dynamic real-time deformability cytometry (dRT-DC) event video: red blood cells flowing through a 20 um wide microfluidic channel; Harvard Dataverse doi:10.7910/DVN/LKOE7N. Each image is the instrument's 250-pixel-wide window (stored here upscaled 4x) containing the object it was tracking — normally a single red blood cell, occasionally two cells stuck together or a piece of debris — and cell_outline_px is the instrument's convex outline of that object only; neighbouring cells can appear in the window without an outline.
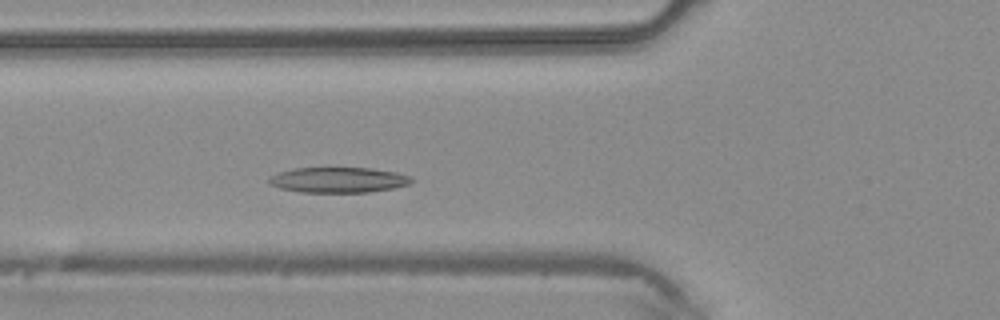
{"species": "common noctule bat (a hibernating species)", "species_latin": "Nyctalus noctula", "temperature_condition": "warm", "stored_images_in_passage": 34, "camera_frame_rate_fps": 3000, "um_per_image_px": 0.085, "animal": {"sex": "male", "body_mass_g": 20.4}, "frame": {"image": 1, "passage_image": 5, "time_ms": 1.333, "image_size_px": [1000, 320], "cell_outline_px": [[416, 180], [408, 184], [392, 188], [368, 192], [300, 192], [280, 188], [268, 184], [268, 180], [272, 176], [280, 172], [296, 168], [372, 168], [396, 172], [412, 176]], "centroid_in_image_um": [28.8, 15.29], "position_along_channel_um": 97.0, "area_um2": 21.04}}
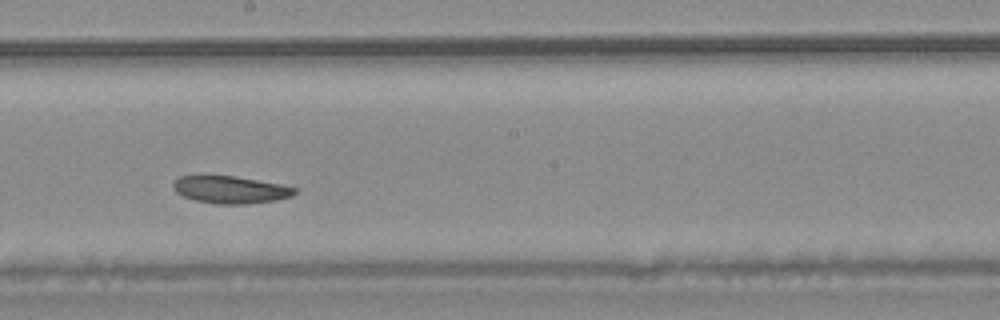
{"frame": {"image": 2, "passage_image": 14, "time_ms": 4.333, "image_size_px": [1000, 320], "cell_outline_px": [[296, 192], [292, 196], [276, 200], [248, 204], [216, 204], [196, 200], [184, 196], [176, 192], [172, 188], [172, 184], [180, 176], [196, 172], [204, 172], [232, 176], [280, 184], [296, 188]], "centroid_in_image_um": [19.49, 16.08], "position_along_channel_um": 228.7, "area_um2": 20.0}}
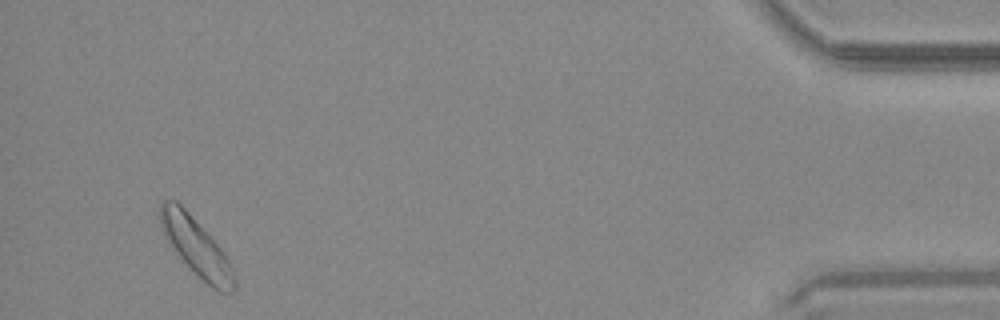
{"frame": {"image": 3, "passage_image": 32, "time_ms": 10.333, "image_size_px": [1000, 320], "cell_outline_px": [[236, 288], [232, 292], [220, 292], [212, 288], [180, 256], [164, 236], [160, 228], [160, 204], [164, 200], [176, 200], [188, 212], [224, 252], [232, 268], [236, 284]], "centroid_in_image_um": [16.68, 20.97], "position_along_channel_um": 418.5, "area_um2": 24.1}}